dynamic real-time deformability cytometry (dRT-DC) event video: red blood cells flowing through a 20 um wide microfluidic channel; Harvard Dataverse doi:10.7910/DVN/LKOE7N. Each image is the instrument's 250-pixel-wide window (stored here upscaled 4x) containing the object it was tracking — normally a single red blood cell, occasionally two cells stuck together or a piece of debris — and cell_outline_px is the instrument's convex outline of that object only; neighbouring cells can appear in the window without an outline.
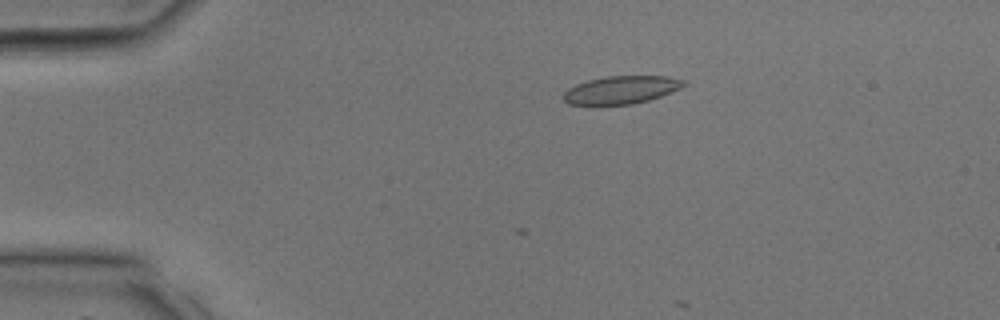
{"species": "common noctule bat (a hibernating species)", "species_latin": "Nyctalus noctula", "temperature_condition": "room temperature", "stored_images_in_passage": 7, "camera_frame_rate_fps": 3000, "um_per_image_px": 0.085, "animal": {"sex": "male", "body_mass_g": 17.9, "forearm_length_mm": 54.2}, "frame": {"image": 1, "passage_image": 7, "time_ms": 2.0, "image_size_px": [1000, 320], "cell_outline_px": [[684, 84], [680, 88], [660, 96], [648, 100], [632, 104], [600, 108], [588, 108], [568, 104], [560, 96], [568, 88], [576, 84], [588, 80], [604, 76], [668, 76], [684, 80]], "centroid_in_image_um": [52.65, 7.7], "position_along_channel_um": 32.4, "area_um2": 20.46}}